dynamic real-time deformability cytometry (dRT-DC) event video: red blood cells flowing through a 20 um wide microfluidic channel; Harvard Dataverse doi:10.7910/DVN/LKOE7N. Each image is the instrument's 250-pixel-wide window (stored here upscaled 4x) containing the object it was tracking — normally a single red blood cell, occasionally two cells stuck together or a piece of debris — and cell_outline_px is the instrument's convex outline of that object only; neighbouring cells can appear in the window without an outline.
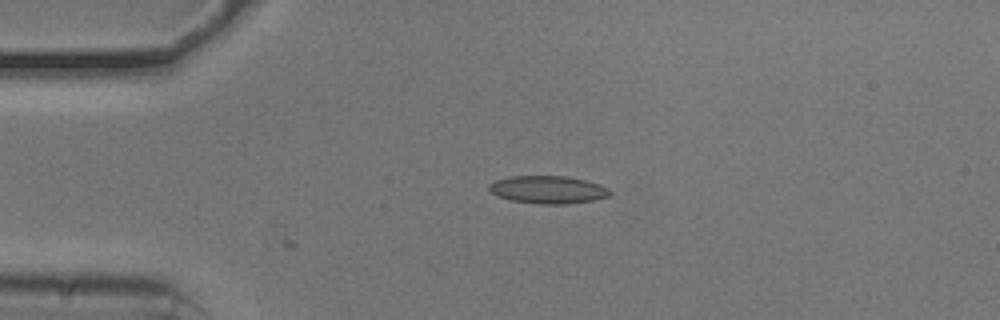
{"species": "common noctule bat (a hibernating species)", "species_latin": "Nyctalus noctula", "temperature_condition": "cold", "stored_images_in_passage": 3, "camera_frame_rate_fps": 3000, "um_per_image_px": 0.085, "animal": {"sex": "male", "body_mass_g": 20.5, "forearm_length_mm": 52.5}, "frame": {"image": 1, "passage_image": 1, "time_ms": 0.0, "image_size_px": [1000, 320], "cell_outline_px": [[612, 192], [608, 196], [592, 200], [568, 204], [540, 204], [512, 200], [496, 196], [488, 188], [488, 184], [496, 180], [512, 176], [564, 176], [584, 180], [600, 184], [608, 188]], "centroid_in_image_um": [46.57, 16.12], "position_along_channel_um": 38.4, "area_um2": 19.42}}